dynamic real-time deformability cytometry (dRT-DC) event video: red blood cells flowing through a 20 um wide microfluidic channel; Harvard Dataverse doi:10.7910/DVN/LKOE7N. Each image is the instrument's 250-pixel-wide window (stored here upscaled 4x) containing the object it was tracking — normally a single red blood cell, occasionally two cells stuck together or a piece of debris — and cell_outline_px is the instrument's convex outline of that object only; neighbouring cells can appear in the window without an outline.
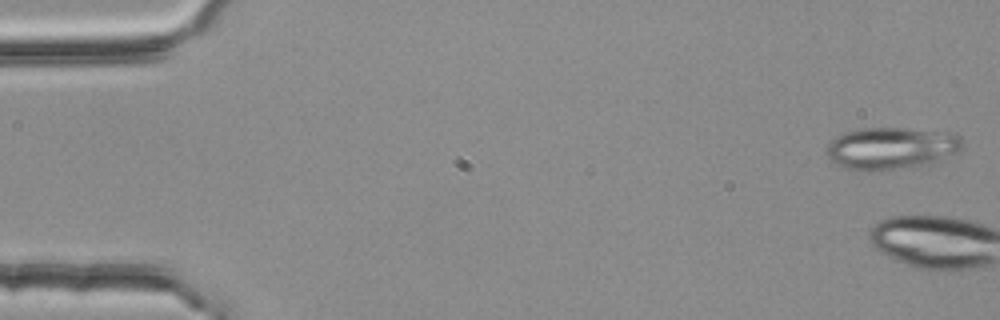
{"species": "common noctule bat (a hibernating species)", "species_latin": "Nyctalus noctula", "temperature_condition": "room temperature", "stored_images_in_passage": 3, "camera_frame_rate_fps": 3000, "um_per_image_px": 0.085, "animal": {"sex": "female", "body_mass_g": 25.1}, "frame": {"image": 1, "passage_image": 1, "time_ms": 0.0, "image_size_px": [1000, 320], "cell_outline_px": [[964, 140], [960, 148], [936, 160], [920, 164], [864, 172], [848, 168], [832, 160], [824, 152], [828, 144], [836, 136], [844, 132], [860, 128], [904, 128], [956, 132]], "centroid_in_image_um": [75.7, 12.55], "position_along_channel_um": 9.3, "area_um2": 32.66}}